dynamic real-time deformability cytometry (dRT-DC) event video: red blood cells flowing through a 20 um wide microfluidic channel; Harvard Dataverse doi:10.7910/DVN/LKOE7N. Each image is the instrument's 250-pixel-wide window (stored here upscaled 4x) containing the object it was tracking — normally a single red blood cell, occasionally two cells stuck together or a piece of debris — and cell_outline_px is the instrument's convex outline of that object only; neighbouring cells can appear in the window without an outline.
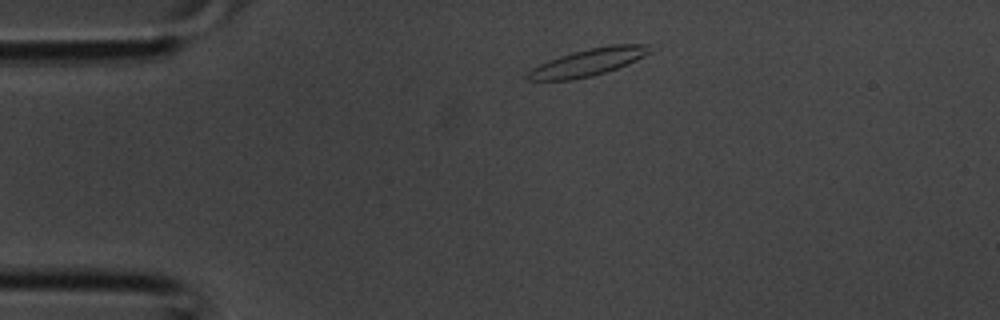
{"species": "common noctule bat (a hibernating species)", "species_latin": "Nyctalus noctula", "temperature_condition": "room temperature", "stored_images_in_passage": 31, "camera_frame_rate_fps": 3000, "um_per_image_px": 0.085, "animal": {"sex": "male", "body_mass_g": 20.1, "forearm_length_mm": 53.5}, "frame": {"image": 1, "passage_image": 1, "time_ms": 0.0, "image_size_px": [1000, 320], "cell_outline_px": [[652, 52], [628, 64], [592, 76], [572, 80], [528, 80], [524, 76], [532, 68], [548, 60], [572, 52], [588, 48], [612, 44], [652, 44]], "centroid_in_image_um": [50.02, 5.28], "position_along_channel_um": 35.0, "area_um2": 19.48}}
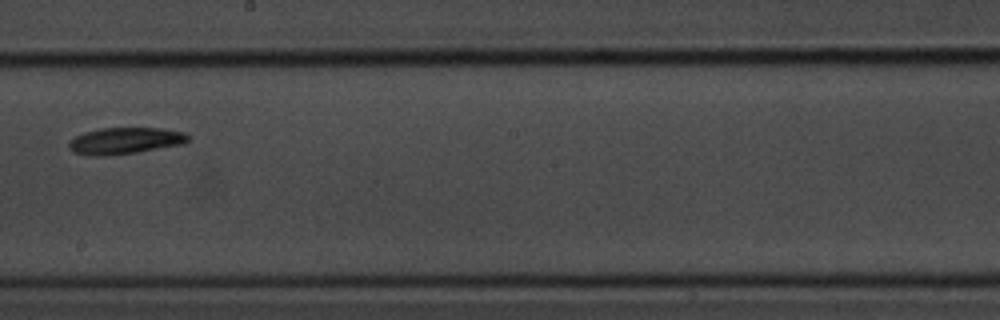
{"frame": {"image": 2, "passage_image": 15, "time_ms": 4.667, "image_size_px": [1000, 320], "cell_outline_px": [[188, 140], [184, 144], [136, 152], [104, 156], [88, 156], [72, 152], [68, 144], [68, 140], [84, 132], [100, 128], [164, 128], [184, 132], [188, 136]], "centroid_in_image_um": [10.59, 11.96], "position_along_channel_um": 237.6, "area_um2": 18.55}}
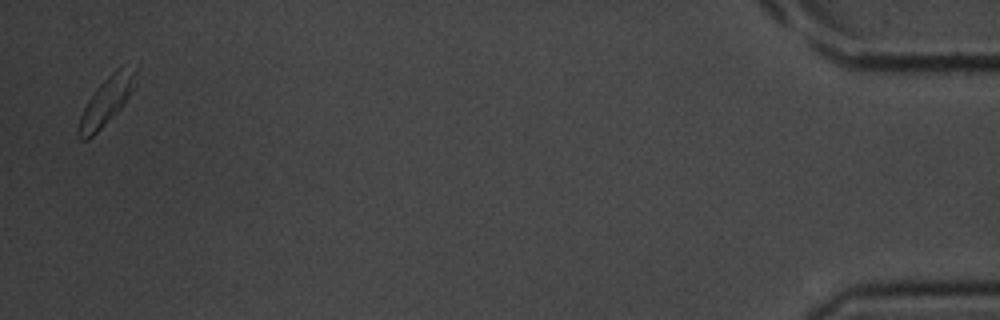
{"frame": {"image": 3, "passage_image": 31, "time_ms": 10.0, "image_size_px": [1000, 320], "cell_outline_px": [[140, 64], [136, 84], [124, 104], [88, 140], [80, 140], [76, 132], [80, 116], [88, 100], [96, 88], [116, 68], [140, 60]], "centroid_in_image_um": [9.14, 8.46], "position_along_channel_um": 426.1, "area_um2": 16.42}}